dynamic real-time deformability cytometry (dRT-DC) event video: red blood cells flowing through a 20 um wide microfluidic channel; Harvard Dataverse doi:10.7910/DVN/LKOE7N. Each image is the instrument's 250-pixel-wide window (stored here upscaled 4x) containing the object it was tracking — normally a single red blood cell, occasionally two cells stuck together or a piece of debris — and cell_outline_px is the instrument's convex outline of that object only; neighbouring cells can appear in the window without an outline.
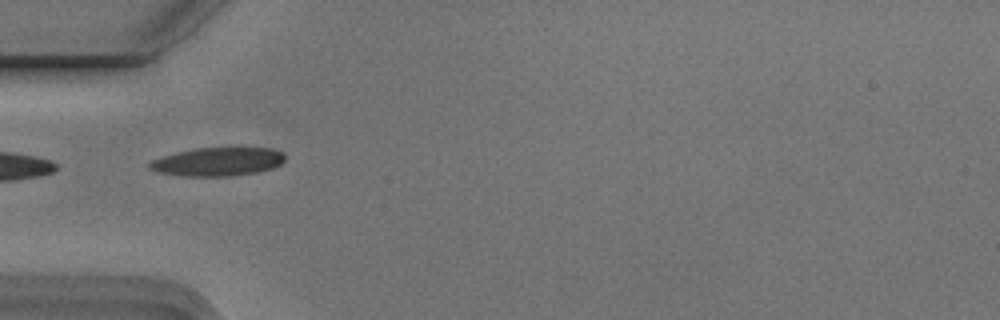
{"species": "Egyptian fruit bat (a non-hibernating species)", "species_latin": "Rousettus aegyptiacus", "temperature_condition": "cold", "stored_images_in_passage": 9, "camera_frame_rate_fps": 3000, "um_per_image_px": 0.085, "animal": {"sex": "male"}, "frame": {"image": 1, "passage_image": 4, "time_ms": 1.0, "image_size_px": [1000, 320], "cell_outline_px": [[284, 160], [280, 164], [272, 168], [256, 172], [232, 176], [184, 176], [156, 172], [148, 168], [148, 164], [152, 160], [160, 156], [176, 152], [196, 148], [272, 148], [280, 152], [284, 156]], "centroid_in_image_um": [18.45, 13.75], "position_along_channel_um": 66.6, "area_um2": 22.48}}
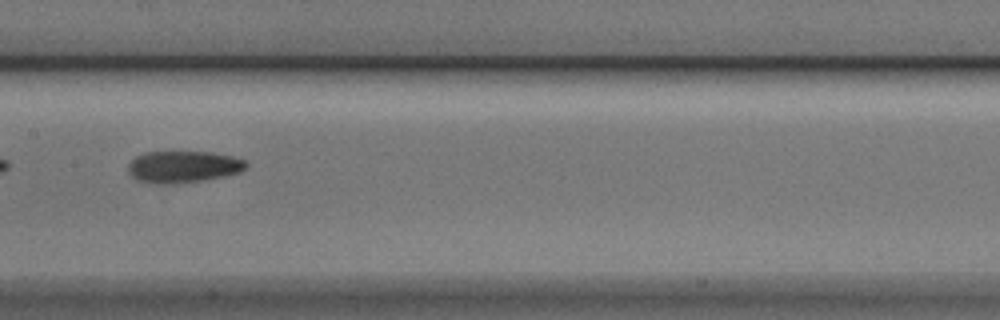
{"frame": {"image": 2, "passage_image": 7, "time_ms": 2.0, "image_size_px": [1000, 320], "cell_outline_px": [[248, 164], [240, 172], [224, 176], [204, 180], [172, 184], [148, 184], [136, 180], [128, 172], [128, 164], [136, 156], [148, 152], [212, 152], [232, 156], [244, 160]], "centroid_in_image_um": [15.54, 14.19], "position_along_channel_um": 191.9, "area_um2": 21.96}}
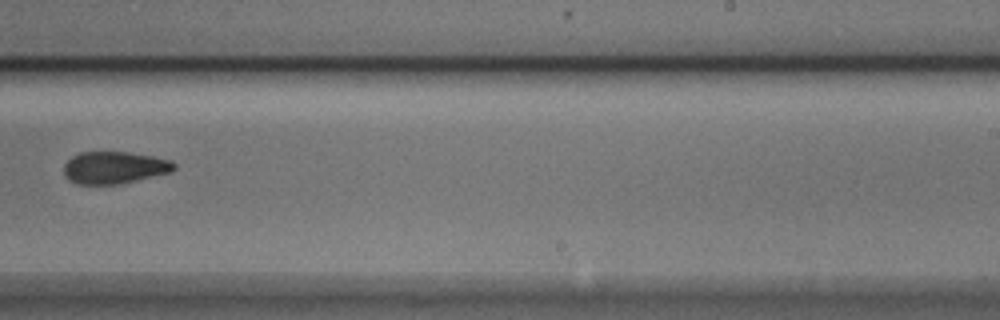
{"frame": {"image": 3, "passage_image": 9, "time_ms": 2.667, "image_size_px": [1000, 320], "cell_outline_px": [[176, 168], [172, 172], [120, 184], [76, 184], [68, 180], [64, 176], [64, 164], [72, 156], [80, 152], [128, 152], [152, 156], [172, 160], [176, 164]], "centroid_in_image_um": [9.72, 14.25], "position_along_channel_um": 279.3, "area_um2": 20.87}}